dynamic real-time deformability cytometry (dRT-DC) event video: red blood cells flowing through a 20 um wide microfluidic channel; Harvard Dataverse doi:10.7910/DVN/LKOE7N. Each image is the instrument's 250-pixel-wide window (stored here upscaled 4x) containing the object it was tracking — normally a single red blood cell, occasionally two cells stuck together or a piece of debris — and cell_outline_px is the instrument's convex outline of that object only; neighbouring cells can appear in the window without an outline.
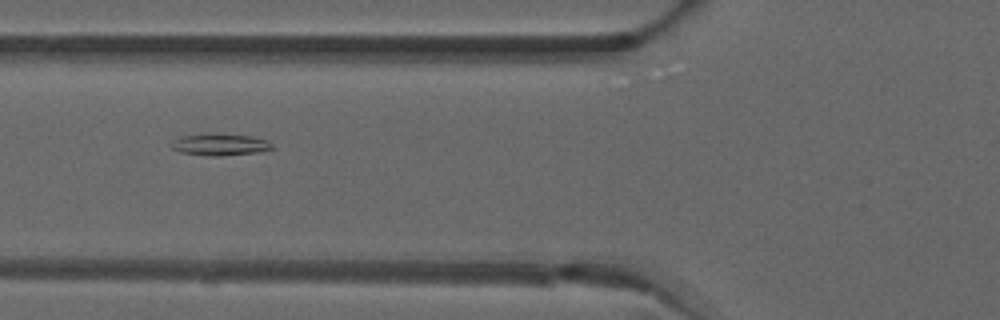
{"species": "common noctule bat (a hibernating species)", "species_latin": "Nyctalus noctula", "temperature_condition": "warm", "stored_images_in_passage": 30, "camera_frame_rate_fps": 3000, "um_per_image_px": 0.085, "animal": {"sex": "male", "forearm_length_mm": 52.5}, "frame": {"image": 1, "passage_image": 5, "time_ms": 1.333, "image_size_px": [1000, 320], "cell_outline_px": [[272, 148], [260, 152], [216, 156], [212, 156], [180, 152], [172, 148], [172, 144], [180, 136], [252, 136], [264, 140], [272, 144]], "centroid_in_image_um": [18.73, 12.34], "position_along_channel_um": 107.1, "area_um2": 11.73}}
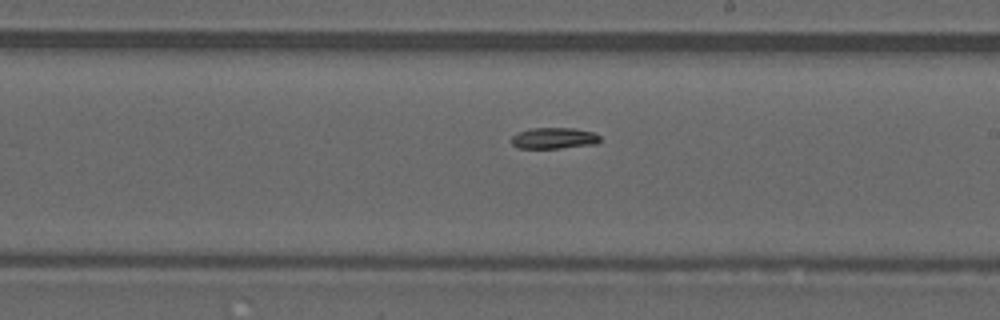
{"frame": {"image": 2, "passage_image": 15, "time_ms": 4.667, "image_size_px": [1000, 320], "cell_outline_px": [[600, 140], [596, 144], [560, 148], [516, 148], [512, 144], [512, 136], [516, 132], [532, 128], [576, 128], [592, 132], [600, 136]], "centroid_in_image_um": [47.06, 11.74], "position_along_channel_um": 241.9, "area_um2": 10.98}}
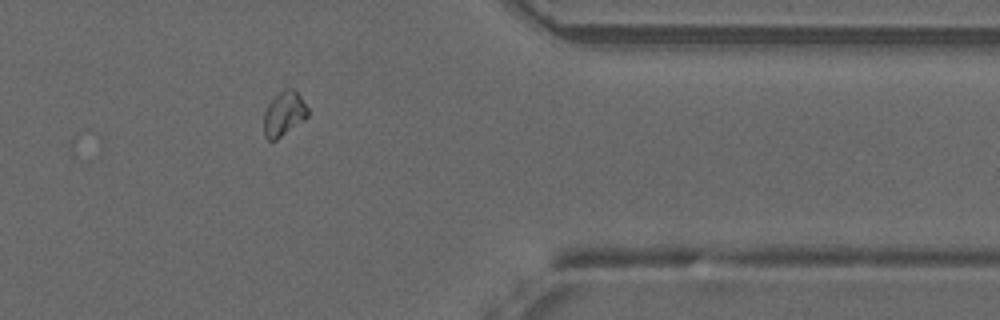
{"frame": {"image": 3, "passage_image": 27, "time_ms": 8.667, "image_size_px": [1000, 320], "cell_outline_px": [[308, 116], [304, 120], [276, 140], [268, 140], [264, 136], [264, 112], [268, 104], [284, 88], [292, 88], [300, 96], [308, 108]], "centroid_in_image_um": [24.13, 9.68], "position_along_channel_um": 387.3, "area_um2": 11.27}}